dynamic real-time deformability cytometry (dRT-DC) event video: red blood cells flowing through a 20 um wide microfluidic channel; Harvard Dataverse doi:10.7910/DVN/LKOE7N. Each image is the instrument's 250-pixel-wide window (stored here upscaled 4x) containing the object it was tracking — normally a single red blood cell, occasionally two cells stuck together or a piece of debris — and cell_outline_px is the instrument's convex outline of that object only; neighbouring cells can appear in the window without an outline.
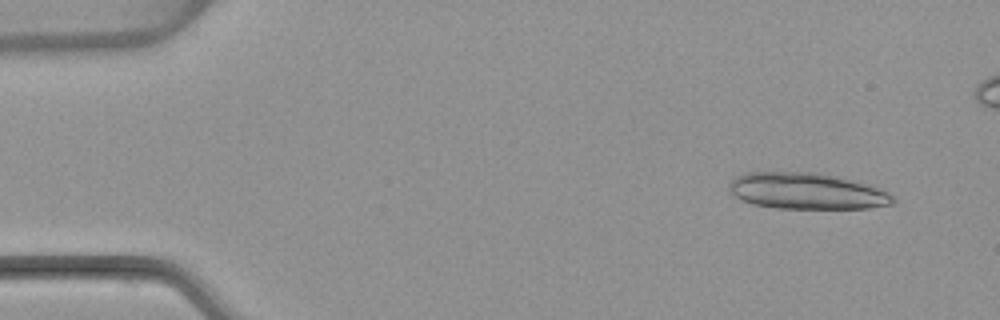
{"species": "common noctule bat (a hibernating species)", "species_latin": "Nyctalus noctula", "temperature_condition": "warm", "stored_images_in_passage": 4, "camera_frame_rate_fps": 3000, "um_per_image_px": 0.085, "animal": {"sex": "female", "body_mass_g": 22.7, "forearm_length_mm": 54.2}, "frame": {"image": 1, "passage_image": 1, "time_ms": 0.0, "image_size_px": [1000, 320], "cell_outline_px": [[896, 200], [892, 204], [868, 208], [776, 208], [752, 204], [736, 196], [728, 188], [728, 184], [736, 176], [744, 172], [816, 172], [836, 176], [876, 188], [888, 192]], "centroid_in_image_um": [68.52, 16.24], "position_along_channel_um": 16.5, "area_um2": 34.28}}